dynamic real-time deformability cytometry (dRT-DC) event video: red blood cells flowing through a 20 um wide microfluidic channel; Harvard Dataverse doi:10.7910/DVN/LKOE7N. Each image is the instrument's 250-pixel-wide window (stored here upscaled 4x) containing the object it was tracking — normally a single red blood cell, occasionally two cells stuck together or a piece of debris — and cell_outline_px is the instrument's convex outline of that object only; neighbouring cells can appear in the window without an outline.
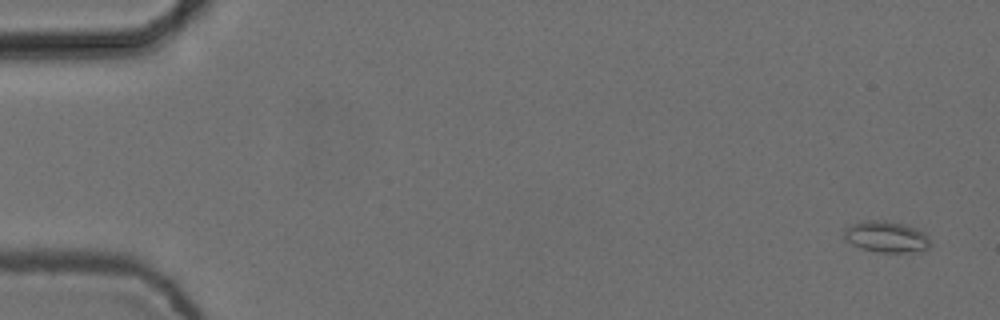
{"species": "common noctule bat (a hibernating species)", "species_latin": "Nyctalus noctula", "temperature_condition": "cold", "stored_images_in_passage": 4, "camera_frame_rate_fps": 3000, "um_per_image_px": 0.085, "animal": {"sex": "female", "body_mass_g": 24.6, "forearm_length_mm": 56.2}, "frame": {"image": 1, "passage_image": 1, "time_ms": 0.0, "image_size_px": [1000, 320], "cell_outline_px": [[932, 244], [924, 252], [880, 252], [860, 248], [844, 240], [844, 228], [852, 224], [864, 220], [884, 220], [904, 224], [916, 228], [924, 232], [932, 240]], "centroid_in_image_um": [75.38, 20.13], "position_along_channel_um": 9.6, "area_um2": 16.07}}